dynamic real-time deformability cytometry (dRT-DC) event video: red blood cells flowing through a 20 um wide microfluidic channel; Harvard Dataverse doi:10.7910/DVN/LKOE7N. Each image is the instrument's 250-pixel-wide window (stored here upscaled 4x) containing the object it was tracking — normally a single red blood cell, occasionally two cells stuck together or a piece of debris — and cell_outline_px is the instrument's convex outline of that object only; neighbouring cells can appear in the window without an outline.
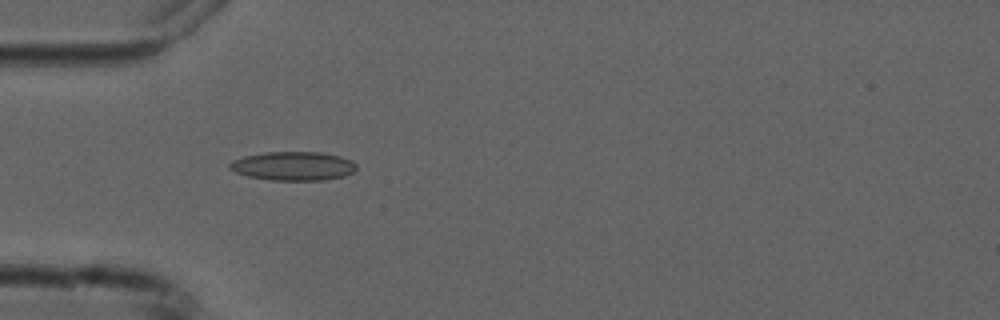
{"species": "common noctule bat (a hibernating species)", "species_latin": "Nyctalus noctula", "temperature_condition": "cold", "stored_images_in_passage": 9, "camera_frame_rate_fps": 3000, "um_per_image_px": 0.085, "animal": {"sex": "male", "forearm_length_mm": 52.5}, "frame": {"image": 1, "passage_image": 4, "time_ms": 3.333, "image_size_px": [1000, 320], "cell_outline_px": [[356, 168], [352, 172], [344, 176], [324, 180], [268, 180], [248, 176], [236, 172], [228, 168], [228, 164], [232, 160], [244, 156], [264, 152], [320, 152], [340, 156], [352, 160], [356, 164]], "centroid_in_image_um": [24.9, 14.11], "position_along_channel_um": 60.1, "area_um2": 21.39}}
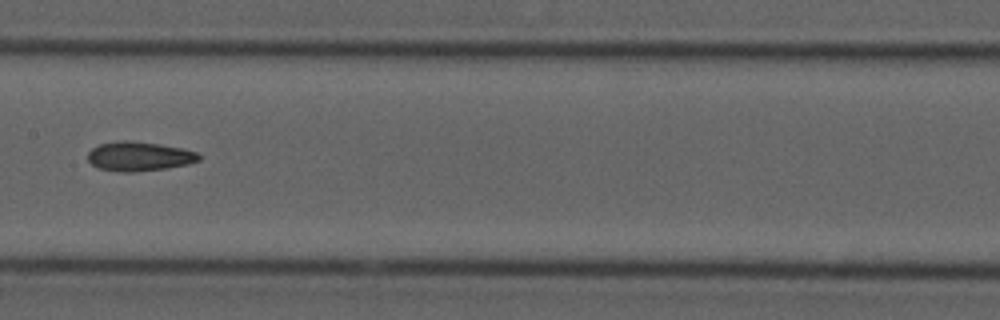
{"frame": {"image": 2, "passage_image": 7, "time_ms": 7.0, "image_size_px": [1000, 320], "cell_outline_px": [[200, 160], [188, 164], [168, 168], [132, 172], [120, 172], [96, 168], [88, 160], [88, 152], [92, 148], [100, 144], [120, 140], [124, 140], [156, 144], [180, 148], [196, 152], [200, 156]], "centroid_in_image_um": [11.79, 13.3], "position_along_channel_um": 195.6, "area_um2": 18.84}}
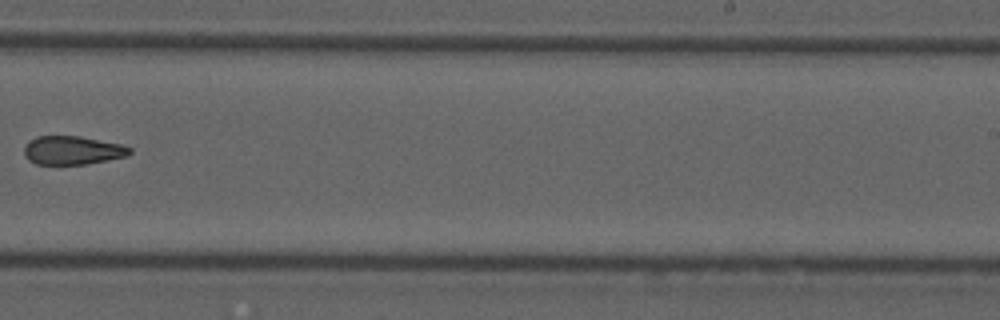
{"frame": {"image": 3, "passage_image": 9, "time_ms": 9.333, "image_size_px": [1000, 320], "cell_outline_px": [[132, 152], [128, 156], [84, 164], [36, 164], [28, 160], [24, 152], [24, 148], [36, 136], [80, 136], [120, 144], [132, 148]], "centroid_in_image_um": [6.18, 12.78], "position_along_channel_um": 282.8, "area_um2": 17.4}}